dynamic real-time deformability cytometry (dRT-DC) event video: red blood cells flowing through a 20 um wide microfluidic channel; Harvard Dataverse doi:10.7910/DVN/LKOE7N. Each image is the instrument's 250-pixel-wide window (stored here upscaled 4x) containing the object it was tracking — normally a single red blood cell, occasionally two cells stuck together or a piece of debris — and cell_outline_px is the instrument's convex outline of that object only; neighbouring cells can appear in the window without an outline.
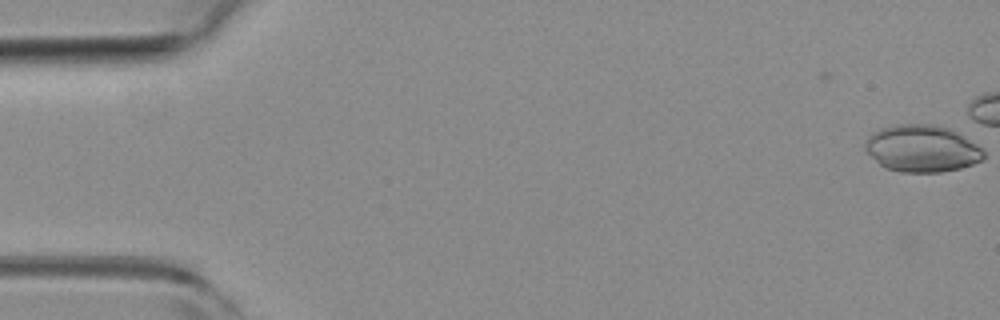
{"species": "common noctule bat (a hibernating species)", "species_latin": "Nyctalus noctula", "temperature_condition": "room temperature", "stored_images_in_passage": 2, "camera_frame_rate_fps": 3000, "um_per_image_px": 0.085, "animal": {"sex": "female", "body_mass_g": 19.3, "forearm_length_mm": 54.1}, "frame": {"image": 1, "passage_image": 2, "time_ms": 0.333, "image_size_px": [1000, 320], "cell_outline_px": [[984, 156], [980, 160], [972, 164], [960, 168], [940, 172], [900, 172], [884, 168], [864, 148], [864, 144], [868, 136], [872, 132], [880, 128], [896, 124], [932, 124], [948, 128], [956, 132], [976, 144], [984, 152]], "centroid_in_image_um": [78.32, 12.62], "position_along_channel_um": 6.7, "area_um2": 32.25}}